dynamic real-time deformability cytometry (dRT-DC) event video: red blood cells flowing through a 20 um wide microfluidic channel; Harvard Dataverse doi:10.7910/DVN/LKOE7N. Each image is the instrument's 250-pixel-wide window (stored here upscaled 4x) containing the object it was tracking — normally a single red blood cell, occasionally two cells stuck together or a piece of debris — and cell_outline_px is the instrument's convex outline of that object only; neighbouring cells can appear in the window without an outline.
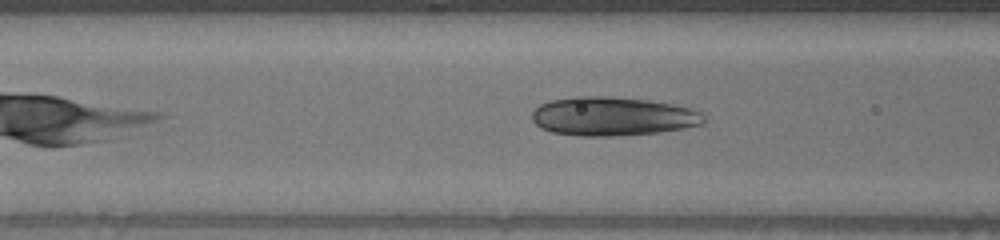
{"species": "human", "species_latin": "Homo sapiens", "temperature_condition": "warm", "stored_images_in_passage": 43, "camera_frame_rate_fps": 3000, "um_per_image_px": 0.085, "donor": {"sex": "male"}, "frame": {"image": 1, "passage_image": 8, "time_ms": 2.333, "image_size_px": [1000, 240], "cell_outline_px": [[704, 124], [684, 128], [660, 132], [616, 136], [580, 136], [552, 132], [540, 128], [532, 120], [532, 112], [540, 104], [548, 100], [576, 96], [612, 96], [648, 100], [672, 104], [704, 112]], "centroid_in_image_um": [52.07, 9.89], "position_along_channel_um": 114.5, "area_um2": 39.19}}
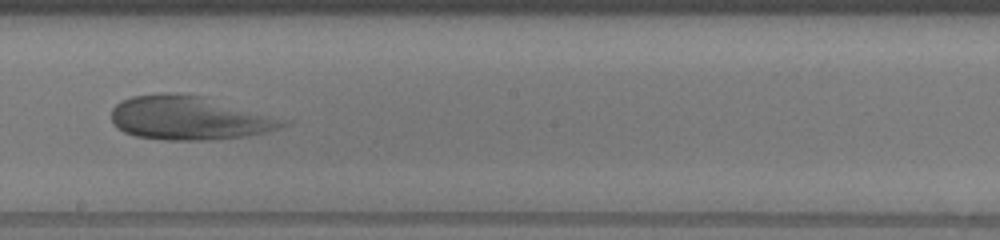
{"frame": {"image": 2, "passage_image": 18, "time_ms": 5.667, "image_size_px": [1000, 240], "cell_outline_px": [[292, 120], [288, 124], [264, 132], [248, 136], [212, 140], [164, 140], [136, 136], [124, 132], [116, 128], [112, 124], [112, 108], [120, 100], [132, 96], [168, 92], [176, 92], [204, 96]], "centroid_in_image_um": [16.1, 10.02], "position_along_channel_um": 232.1, "area_um2": 44.39}}
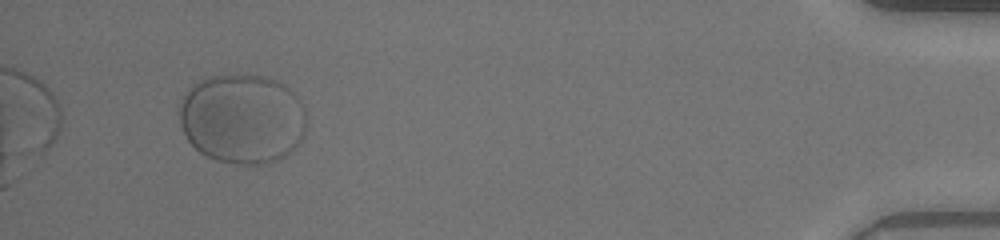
{"frame": {"image": 3, "passage_image": 40, "time_ms": 13.0, "image_size_px": [1000, 240], "cell_outline_px": [[304, 132], [300, 140], [280, 160], [264, 164], [236, 164], [216, 160], [200, 152], [188, 140], [180, 124], [180, 96], [192, 84], [208, 76], [264, 76], [284, 84], [300, 96], [304, 104]], "centroid_in_image_um": [20.58, 10.08], "position_along_channel_um": 414.6, "area_um2": 66.59}}